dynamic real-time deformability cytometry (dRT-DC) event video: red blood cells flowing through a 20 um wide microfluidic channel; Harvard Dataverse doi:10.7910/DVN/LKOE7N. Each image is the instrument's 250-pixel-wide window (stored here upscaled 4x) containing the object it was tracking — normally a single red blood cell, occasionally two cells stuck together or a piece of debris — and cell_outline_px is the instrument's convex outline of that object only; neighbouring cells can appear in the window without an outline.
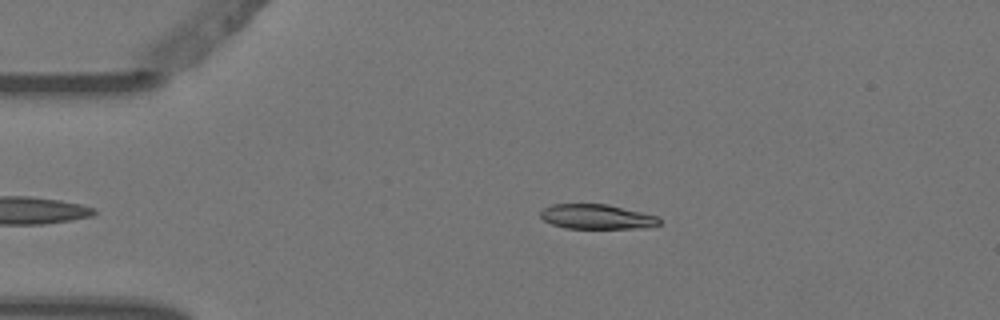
{"species": "Egyptian fruit bat (a non-hibernating species)", "species_latin": "Rousettus aegyptiacus", "temperature_condition": "warm", "stored_images_in_passage": 5, "camera_frame_rate_fps": 3000, "um_per_image_px": 0.085, "animal": {"sex": "female"}, "frame": {"image": 1, "passage_image": 5, "time_ms": 1.333, "image_size_px": [1000, 320], "cell_outline_px": [[660, 224], [644, 228], [564, 228], [552, 224], [544, 220], [540, 216], [540, 212], [544, 208], [552, 204], [608, 204], [656, 216], [660, 220]], "centroid_in_image_um": [50.7, 18.42], "position_along_channel_um": 34.3, "area_um2": 16.99}}